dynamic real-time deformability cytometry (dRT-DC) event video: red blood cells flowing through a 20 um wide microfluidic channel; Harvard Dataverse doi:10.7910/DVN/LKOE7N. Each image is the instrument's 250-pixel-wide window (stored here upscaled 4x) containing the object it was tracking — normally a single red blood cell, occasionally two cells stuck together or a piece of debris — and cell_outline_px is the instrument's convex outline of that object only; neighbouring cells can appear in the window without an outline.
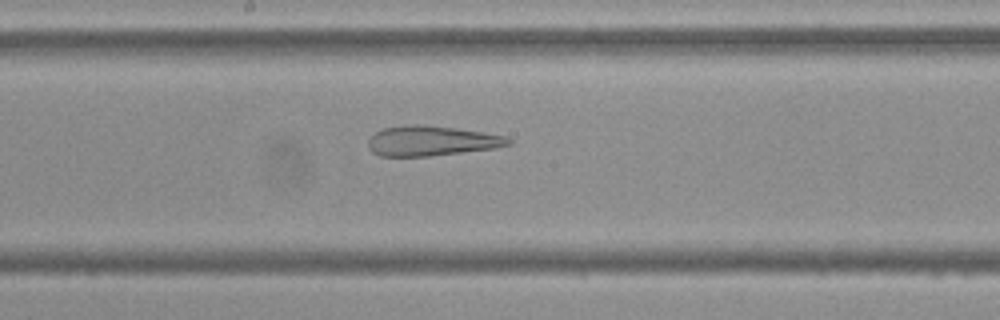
{"species": "Egyptian fruit bat (a non-hibernating species)", "species_latin": "Rousettus aegyptiacus", "temperature_condition": "cold", "stored_images_in_passage": 34, "camera_frame_rate_fps": 3000, "um_per_image_px": 0.085, "frame": {"image": 1, "passage_image": 13, "time_ms": 4.0, "image_size_px": [1000, 320], "cell_outline_px": [[512, 144], [496, 148], [428, 156], [380, 156], [372, 152], [368, 148], [368, 140], [376, 132], [384, 128], [412, 124], [424, 124], [456, 128], [484, 132], [504, 136], [512, 140]], "centroid_in_image_um": [36.68, 11.97], "position_along_channel_um": 211.5, "area_um2": 24.51}}
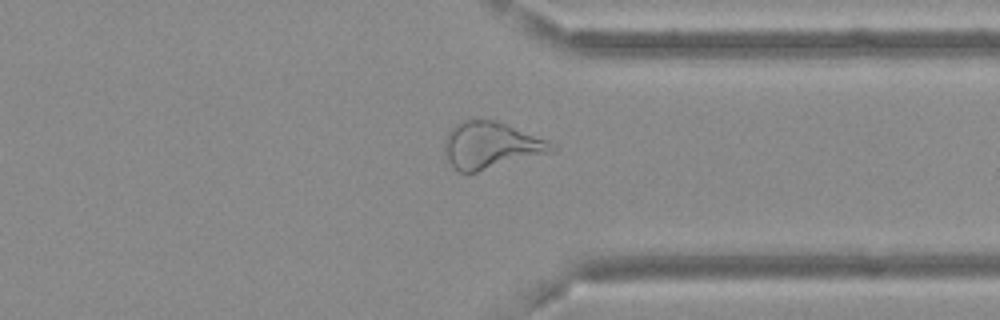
{"frame": {"image": 2, "passage_image": 26, "time_ms": 8.333, "image_size_px": [1000, 320], "cell_outline_px": [[556, 148], [552, 152], [476, 172], [460, 172], [444, 156], [444, 140], [448, 132], [460, 120], [472, 116], [496, 120], [548, 140], [556, 144]], "centroid_in_image_um": [41.7, 12.3], "position_along_channel_um": 369.7, "area_um2": 29.54}}
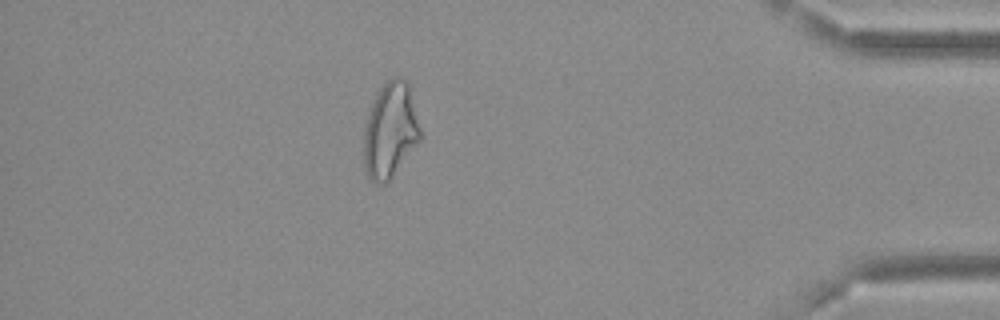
{"frame": {"image": 3, "passage_image": 32, "time_ms": 10.333, "image_size_px": [1000, 320], "cell_outline_px": [[424, 136], [392, 176], [384, 184], [376, 184], [368, 180], [364, 168], [364, 128], [372, 104], [380, 88], [392, 76], [400, 76], [408, 84]], "centroid_in_image_um": [33.19, 11.11], "position_along_channel_um": 402.0, "area_um2": 31.56}, "authors_computed_cell_mechanics": {"area_um2": 26.5013, "velocity_mm_per_s": 3.6836, "shape_relaxation_time_tau1_ms": null, "shape_relaxation_time_tau2_ms": 2.2925, "deformation_change_tau1": null, "deformation_change_tau2": 0.1159}}